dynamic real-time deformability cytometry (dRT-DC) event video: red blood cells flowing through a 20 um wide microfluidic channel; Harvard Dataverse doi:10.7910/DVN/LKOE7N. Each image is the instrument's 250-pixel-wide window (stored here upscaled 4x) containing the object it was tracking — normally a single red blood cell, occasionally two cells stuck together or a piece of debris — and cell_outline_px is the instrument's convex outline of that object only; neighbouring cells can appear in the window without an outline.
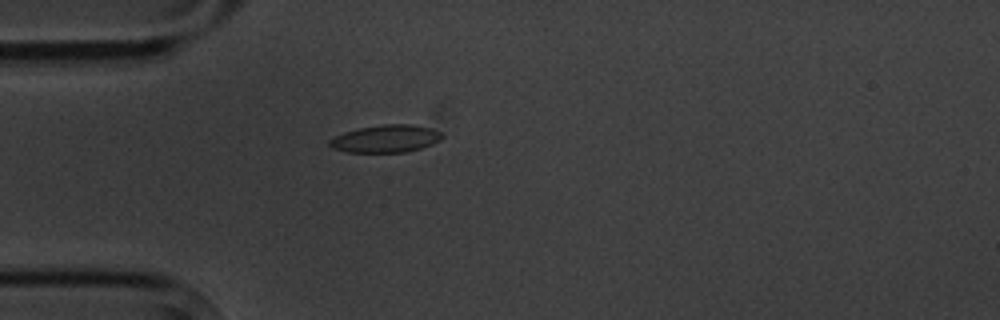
{"species": "common noctule bat (a hibernating species)", "species_latin": "Nyctalus noctula", "temperature_condition": "cold", "stored_images_in_passage": 6, "camera_frame_rate_fps": 3000, "um_per_image_px": 0.085, "animal": {"sex": "male", "body_mass_g": 20.1, "forearm_length_mm": 53.5}, "frame": {"image": 1, "passage_image": 5, "time_ms": 4.667, "image_size_px": [1000, 320], "cell_outline_px": [[444, 136], [440, 140], [432, 144], [420, 148], [404, 152], [348, 152], [332, 148], [328, 144], [328, 140], [344, 132], [360, 128], [384, 124], [412, 124], [432, 128], [440, 132]], "centroid_in_image_um": [32.8, 11.78], "position_along_channel_um": 52.2, "area_um2": 17.98}}